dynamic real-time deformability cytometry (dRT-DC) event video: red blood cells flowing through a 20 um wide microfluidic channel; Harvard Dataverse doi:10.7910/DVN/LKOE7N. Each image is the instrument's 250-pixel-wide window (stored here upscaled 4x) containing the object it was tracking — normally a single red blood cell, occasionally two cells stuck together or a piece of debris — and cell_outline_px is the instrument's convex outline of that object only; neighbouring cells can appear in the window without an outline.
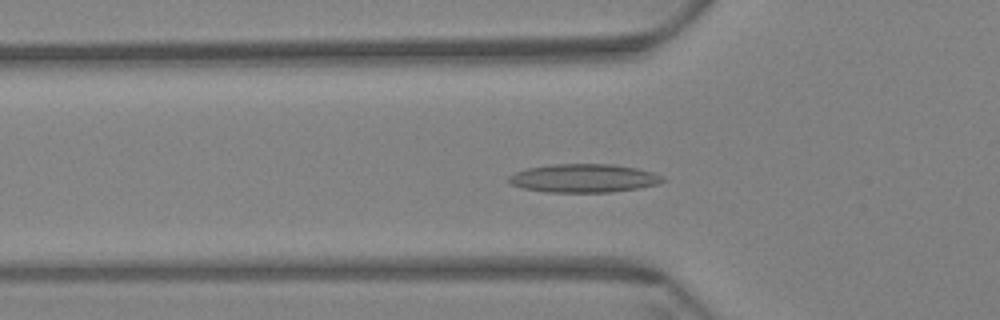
{"species": "Egyptian fruit bat (a non-hibernating species)", "species_latin": "Rousettus aegyptiacus", "temperature_condition": "warm", "stored_images_in_passage": 60, "camera_frame_rate_fps": 3000, "um_per_image_px": 0.085, "animal": {"sex": "female"}, "frame": {"image": 1, "passage_image": 20, "time_ms": 6.333, "image_size_px": [1000, 320], "cell_outline_px": [[668, 180], [660, 184], [640, 188], [612, 192], [548, 192], [524, 188], [512, 184], [504, 180], [508, 176], [516, 172], [528, 168], [552, 164], [612, 164], [636, 168], [652, 172], [664, 176]], "centroid_in_image_um": [49.66, 15.15], "position_along_channel_um": 76.1, "area_um2": 25.72}}
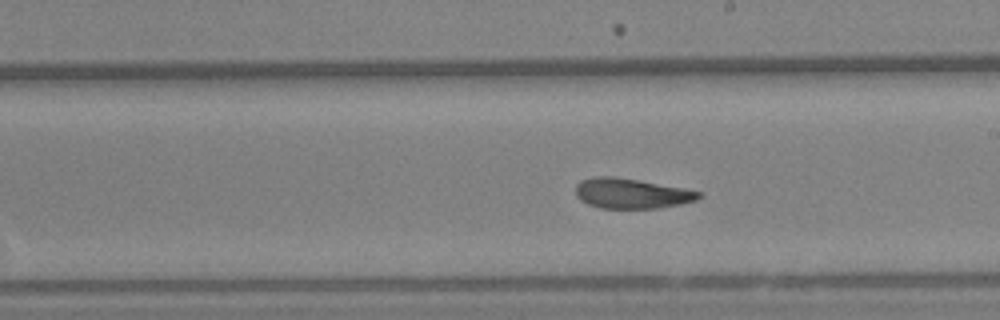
{"frame": {"image": 2, "passage_image": 34, "time_ms": 11.0, "image_size_px": [1000, 320], "cell_outline_px": [[700, 196], [696, 200], [680, 204], [656, 208], [600, 208], [588, 204], [580, 200], [576, 196], [576, 184], [580, 180], [592, 176], [612, 176], [640, 180], [684, 188], [700, 192]], "centroid_in_image_um": [53.62, 16.43], "position_along_channel_um": 235.4, "area_um2": 21.62}}
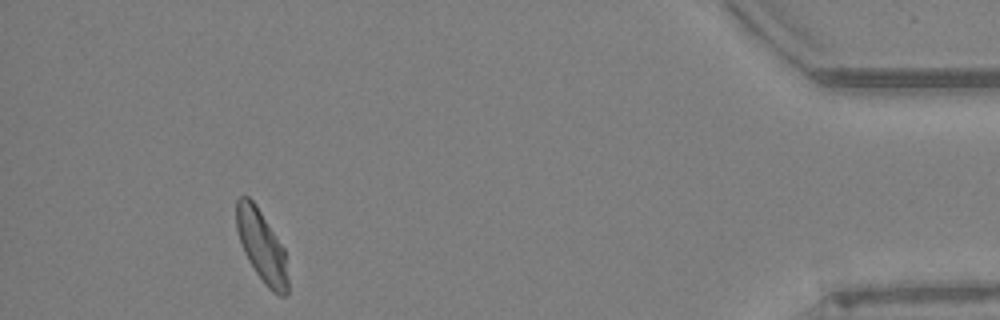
{"frame": {"image": 3, "passage_image": 55, "time_ms": 18.0, "image_size_px": [1000, 320], "cell_outline_px": [[288, 296], [280, 296], [272, 292], [268, 288], [256, 272], [248, 260], [244, 252], [236, 228], [236, 200], [240, 196], [248, 196], [256, 204], [284, 248], [288, 280]], "centroid_in_image_um": [22.25, 20.93], "position_along_channel_um": 413.0, "area_um2": 21.44}, "authors_computed_cell_mechanics": {"area_um2": 22.4264, "velocity_mm_per_s": 3.4162, "shape_relaxation_time_tau1_ms": 9.0657, "shape_relaxation_time_tau2_ms": 2.2683, "deformation_change_tau1": 0.2146, "deformation_change_tau2": 0.0943}}